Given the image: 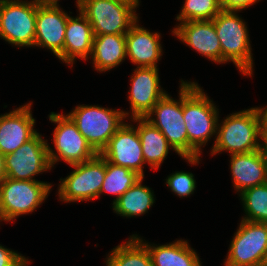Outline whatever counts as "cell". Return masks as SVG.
Here are the masks:
<instances>
[{"instance_id": "obj_1", "label": "cell", "mask_w": 267, "mask_h": 266, "mask_svg": "<svg viewBox=\"0 0 267 266\" xmlns=\"http://www.w3.org/2000/svg\"><path fill=\"white\" fill-rule=\"evenodd\" d=\"M197 82L183 81V117L188 136V158L201 156V147L217 134L219 109Z\"/></svg>"}, {"instance_id": "obj_2", "label": "cell", "mask_w": 267, "mask_h": 266, "mask_svg": "<svg viewBox=\"0 0 267 266\" xmlns=\"http://www.w3.org/2000/svg\"><path fill=\"white\" fill-rule=\"evenodd\" d=\"M263 142L258 112L251 107L229 114L218 123L211 155L225 151L230 155L249 153L262 149Z\"/></svg>"}, {"instance_id": "obj_3", "label": "cell", "mask_w": 267, "mask_h": 266, "mask_svg": "<svg viewBox=\"0 0 267 266\" xmlns=\"http://www.w3.org/2000/svg\"><path fill=\"white\" fill-rule=\"evenodd\" d=\"M238 11H223L213 19L222 50V63L233 62L243 75H253V54L246 22Z\"/></svg>"}, {"instance_id": "obj_4", "label": "cell", "mask_w": 267, "mask_h": 266, "mask_svg": "<svg viewBox=\"0 0 267 266\" xmlns=\"http://www.w3.org/2000/svg\"><path fill=\"white\" fill-rule=\"evenodd\" d=\"M76 4L94 35L126 34L138 20V7L127 0H77Z\"/></svg>"}, {"instance_id": "obj_5", "label": "cell", "mask_w": 267, "mask_h": 266, "mask_svg": "<svg viewBox=\"0 0 267 266\" xmlns=\"http://www.w3.org/2000/svg\"><path fill=\"white\" fill-rule=\"evenodd\" d=\"M124 112L99 105H78L67 115L91 147L100 154L111 137L124 124Z\"/></svg>"}, {"instance_id": "obj_6", "label": "cell", "mask_w": 267, "mask_h": 266, "mask_svg": "<svg viewBox=\"0 0 267 266\" xmlns=\"http://www.w3.org/2000/svg\"><path fill=\"white\" fill-rule=\"evenodd\" d=\"M146 119L161 131L175 153L190 164H199L200 157L188 158V136L183 117V80L180 84L179 99L174 100L166 93L154 105Z\"/></svg>"}, {"instance_id": "obj_7", "label": "cell", "mask_w": 267, "mask_h": 266, "mask_svg": "<svg viewBox=\"0 0 267 266\" xmlns=\"http://www.w3.org/2000/svg\"><path fill=\"white\" fill-rule=\"evenodd\" d=\"M52 185L43 181L6 178L0 186V221L32 213L48 197Z\"/></svg>"}, {"instance_id": "obj_8", "label": "cell", "mask_w": 267, "mask_h": 266, "mask_svg": "<svg viewBox=\"0 0 267 266\" xmlns=\"http://www.w3.org/2000/svg\"><path fill=\"white\" fill-rule=\"evenodd\" d=\"M38 4L34 0H0V38L17 47H34Z\"/></svg>"}, {"instance_id": "obj_9", "label": "cell", "mask_w": 267, "mask_h": 266, "mask_svg": "<svg viewBox=\"0 0 267 266\" xmlns=\"http://www.w3.org/2000/svg\"><path fill=\"white\" fill-rule=\"evenodd\" d=\"M48 117L49 121L57 124L53 132V144L56 151L52 150L48 144V155L52 167L60 159L71 166L88 161L98 154L67 114L51 112Z\"/></svg>"}, {"instance_id": "obj_10", "label": "cell", "mask_w": 267, "mask_h": 266, "mask_svg": "<svg viewBox=\"0 0 267 266\" xmlns=\"http://www.w3.org/2000/svg\"><path fill=\"white\" fill-rule=\"evenodd\" d=\"M74 171L60 178L59 200L71 203L95 200L105 178V159L97 154L94 158L80 164L71 165Z\"/></svg>"}, {"instance_id": "obj_11", "label": "cell", "mask_w": 267, "mask_h": 266, "mask_svg": "<svg viewBox=\"0 0 267 266\" xmlns=\"http://www.w3.org/2000/svg\"><path fill=\"white\" fill-rule=\"evenodd\" d=\"M267 263V223L241 220L229 245L224 266Z\"/></svg>"}, {"instance_id": "obj_12", "label": "cell", "mask_w": 267, "mask_h": 266, "mask_svg": "<svg viewBox=\"0 0 267 266\" xmlns=\"http://www.w3.org/2000/svg\"><path fill=\"white\" fill-rule=\"evenodd\" d=\"M5 169L7 178L39 181L35 175L52 169L47 140L38 132L13 153L5 155Z\"/></svg>"}, {"instance_id": "obj_13", "label": "cell", "mask_w": 267, "mask_h": 266, "mask_svg": "<svg viewBox=\"0 0 267 266\" xmlns=\"http://www.w3.org/2000/svg\"><path fill=\"white\" fill-rule=\"evenodd\" d=\"M137 125L126 123L115 132L100 155L108 162L135 171L144 178L145 160Z\"/></svg>"}, {"instance_id": "obj_14", "label": "cell", "mask_w": 267, "mask_h": 266, "mask_svg": "<svg viewBox=\"0 0 267 266\" xmlns=\"http://www.w3.org/2000/svg\"><path fill=\"white\" fill-rule=\"evenodd\" d=\"M158 68L140 67L131 75L129 103L131 112H124L125 117L146 118L154 105L167 93L161 88Z\"/></svg>"}, {"instance_id": "obj_15", "label": "cell", "mask_w": 267, "mask_h": 266, "mask_svg": "<svg viewBox=\"0 0 267 266\" xmlns=\"http://www.w3.org/2000/svg\"><path fill=\"white\" fill-rule=\"evenodd\" d=\"M68 17L60 6H37L34 47L49 49L62 62Z\"/></svg>"}, {"instance_id": "obj_16", "label": "cell", "mask_w": 267, "mask_h": 266, "mask_svg": "<svg viewBox=\"0 0 267 266\" xmlns=\"http://www.w3.org/2000/svg\"><path fill=\"white\" fill-rule=\"evenodd\" d=\"M31 107L29 102L0 115V151L4 155L13 153L38 133L34 129L36 122Z\"/></svg>"}, {"instance_id": "obj_17", "label": "cell", "mask_w": 267, "mask_h": 266, "mask_svg": "<svg viewBox=\"0 0 267 266\" xmlns=\"http://www.w3.org/2000/svg\"><path fill=\"white\" fill-rule=\"evenodd\" d=\"M173 35L193 50L222 64V50L213 20L185 21L174 27Z\"/></svg>"}, {"instance_id": "obj_18", "label": "cell", "mask_w": 267, "mask_h": 266, "mask_svg": "<svg viewBox=\"0 0 267 266\" xmlns=\"http://www.w3.org/2000/svg\"><path fill=\"white\" fill-rule=\"evenodd\" d=\"M139 19L130 27L126 33V56L131 62L140 67L157 68L163 49L160 44L161 36L158 32L139 26Z\"/></svg>"}, {"instance_id": "obj_19", "label": "cell", "mask_w": 267, "mask_h": 266, "mask_svg": "<svg viewBox=\"0 0 267 266\" xmlns=\"http://www.w3.org/2000/svg\"><path fill=\"white\" fill-rule=\"evenodd\" d=\"M233 187L239 193L267 183V164L262 149L230 155Z\"/></svg>"}, {"instance_id": "obj_20", "label": "cell", "mask_w": 267, "mask_h": 266, "mask_svg": "<svg viewBox=\"0 0 267 266\" xmlns=\"http://www.w3.org/2000/svg\"><path fill=\"white\" fill-rule=\"evenodd\" d=\"M79 16L69 15L63 48V62L73 66L77 58L87 60L92 53L94 33L85 15L78 9Z\"/></svg>"}, {"instance_id": "obj_21", "label": "cell", "mask_w": 267, "mask_h": 266, "mask_svg": "<svg viewBox=\"0 0 267 266\" xmlns=\"http://www.w3.org/2000/svg\"><path fill=\"white\" fill-rule=\"evenodd\" d=\"M135 236L147 247L152 266H202L198 254L190 247L187 240L180 239L169 244L152 245L144 242L137 234Z\"/></svg>"}, {"instance_id": "obj_22", "label": "cell", "mask_w": 267, "mask_h": 266, "mask_svg": "<svg viewBox=\"0 0 267 266\" xmlns=\"http://www.w3.org/2000/svg\"><path fill=\"white\" fill-rule=\"evenodd\" d=\"M92 64L99 72L110 71L126 59V34L94 35Z\"/></svg>"}, {"instance_id": "obj_23", "label": "cell", "mask_w": 267, "mask_h": 266, "mask_svg": "<svg viewBox=\"0 0 267 266\" xmlns=\"http://www.w3.org/2000/svg\"><path fill=\"white\" fill-rule=\"evenodd\" d=\"M137 123V131L141 141L142 153L145 163L150 165L151 169L158 170L168 156L169 148L173 147L167 142L165 136L146 118H133Z\"/></svg>"}, {"instance_id": "obj_24", "label": "cell", "mask_w": 267, "mask_h": 266, "mask_svg": "<svg viewBox=\"0 0 267 266\" xmlns=\"http://www.w3.org/2000/svg\"><path fill=\"white\" fill-rule=\"evenodd\" d=\"M143 177L131 186L114 203L112 208L120 216L131 218L144 215L155 202L154 192L151 188L142 185Z\"/></svg>"}, {"instance_id": "obj_25", "label": "cell", "mask_w": 267, "mask_h": 266, "mask_svg": "<svg viewBox=\"0 0 267 266\" xmlns=\"http://www.w3.org/2000/svg\"><path fill=\"white\" fill-rule=\"evenodd\" d=\"M106 266H152L147 247L133 234L110 251Z\"/></svg>"}, {"instance_id": "obj_26", "label": "cell", "mask_w": 267, "mask_h": 266, "mask_svg": "<svg viewBox=\"0 0 267 266\" xmlns=\"http://www.w3.org/2000/svg\"><path fill=\"white\" fill-rule=\"evenodd\" d=\"M141 176L126 167L114 165L105 160V178L100 190L103 193L116 195L113 203L133 186Z\"/></svg>"}, {"instance_id": "obj_27", "label": "cell", "mask_w": 267, "mask_h": 266, "mask_svg": "<svg viewBox=\"0 0 267 266\" xmlns=\"http://www.w3.org/2000/svg\"><path fill=\"white\" fill-rule=\"evenodd\" d=\"M239 196L246 214L241 220L267 223V183L246 189Z\"/></svg>"}, {"instance_id": "obj_28", "label": "cell", "mask_w": 267, "mask_h": 266, "mask_svg": "<svg viewBox=\"0 0 267 266\" xmlns=\"http://www.w3.org/2000/svg\"><path fill=\"white\" fill-rule=\"evenodd\" d=\"M221 10L220 0H185L176 19L180 23L213 20Z\"/></svg>"}, {"instance_id": "obj_29", "label": "cell", "mask_w": 267, "mask_h": 266, "mask_svg": "<svg viewBox=\"0 0 267 266\" xmlns=\"http://www.w3.org/2000/svg\"><path fill=\"white\" fill-rule=\"evenodd\" d=\"M168 188L179 197H187L193 194L196 188V180L191 172L177 171L166 178Z\"/></svg>"}, {"instance_id": "obj_30", "label": "cell", "mask_w": 267, "mask_h": 266, "mask_svg": "<svg viewBox=\"0 0 267 266\" xmlns=\"http://www.w3.org/2000/svg\"><path fill=\"white\" fill-rule=\"evenodd\" d=\"M30 261L11 249L0 244V266H28Z\"/></svg>"}, {"instance_id": "obj_31", "label": "cell", "mask_w": 267, "mask_h": 266, "mask_svg": "<svg viewBox=\"0 0 267 266\" xmlns=\"http://www.w3.org/2000/svg\"><path fill=\"white\" fill-rule=\"evenodd\" d=\"M260 0H220L221 9L223 11H241L245 8L258 3Z\"/></svg>"}, {"instance_id": "obj_32", "label": "cell", "mask_w": 267, "mask_h": 266, "mask_svg": "<svg viewBox=\"0 0 267 266\" xmlns=\"http://www.w3.org/2000/svg\"><path fill=\"white\" fill-rule=\"evenodd\" d=\"M255 108L258 112L261 133L264 140L267 137V106L255 107Z\"/></svg>"}, {"instance_id": "obj_33", "label": "cell", "mask_w": 267, "mask_h": 266, "mask_svg": "<svg viewBox=\"0 0 267 266\" xmlns=\"http://www.w3.org/2000/svg\"><path fill=\"white\" fill-rule=\"evenodd\" d=\"M6 178L5 155L0 151V186Z\"/></svg>"}, {"instance_id": "obj_34", "label": "cell", "mask_w": 267, "mask_h": 266, "mask_svg": "<svg viewBox=\"0 0 267 266\" xmlns=\"http://www.w3.org/2000/svg\"><path fill=\"white\" fill-rule=\"evenodd\" d=\"M40 6H55L59 7V0H34Z\"/></svg>"}, {"instance_id": "obj_35", "label": "cell", "mask_w": 267, "mask_h": 266, "mask_svg": "<svg viewBox=\"0 0 267 266\" xmlns=\"http://www.w3.org/2000/svg\"><path fill=\"white\" fill-rule=\"evenodd\" d=\"M262 151L264 153L266 164H267V144L265 142H263Z\"/></svg>"}, {"instance_id": "obj_36", "label": "cell", "mask_w": 267, "mask_h": 266, "mask_svg": "<svg viewBox=\"0 0 267 266\" xmlns=\"http://www.w3.org/2000/svg\"><path fill=\"white\" fill-rule=\"evenodd\" d=\"M129 2H132L133 4H135L137 7L139 6V0H127Z\"/></svg>"}, {"instance_id": "obj_37", "label": "cell", "mask_w": 267, "mask_h": 266, "mask_svg": "<svg viewBox=\"0 0 267 266\" xmlns=\"http://www.w3.org/2000/svg\"><path fill=\"white\" fill-rule=\"evenodd\" d=\"M256 266H267V263L261 264V265H256Z\"/></svg>"}]
</instances>
